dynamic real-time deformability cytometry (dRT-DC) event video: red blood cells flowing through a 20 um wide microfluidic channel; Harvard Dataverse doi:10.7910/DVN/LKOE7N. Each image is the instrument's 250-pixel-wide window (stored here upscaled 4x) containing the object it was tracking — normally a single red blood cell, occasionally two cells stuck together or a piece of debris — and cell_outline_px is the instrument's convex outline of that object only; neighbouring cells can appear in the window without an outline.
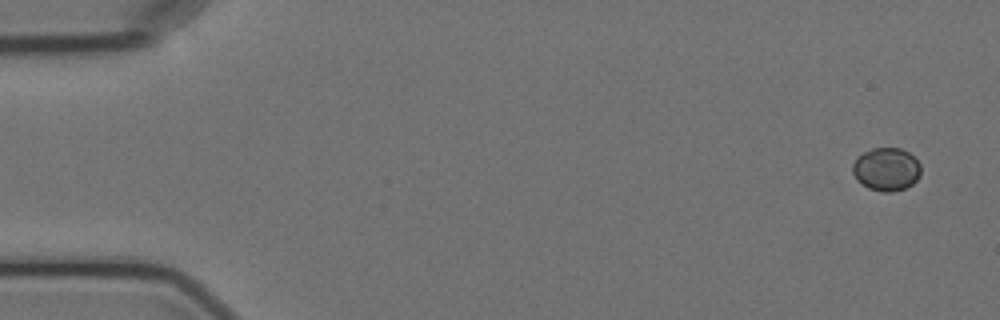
{"species": "Egyptian fruit bat (a non-hibernating species)", "species_latin": "Rousettus aegyptiacus", "temperature_condition": "cold", "stored_images_in_passage": 5, "camera_frame_rate_fps": 3000, "um_per_image_px": 0.085, "animal": {"sex": "female"}, "frame": {"image": 1, "passage_image": 1, "time_ms": 0.0, "image_size_px": [1000, 320], "cell_outline_px": [[920, 176], [912, 184], [904, 188], [892, 192], [884, 192], [868, 188], [856, 180], [852, 172], [852, 164], [856, 156], [872, 148], [900, 148], [908, 152], [920, 164]], "centroid_in_image_um": [75.3, 14.38], "position_along_channel_um": 9.7, "area_um2": 17.22}}
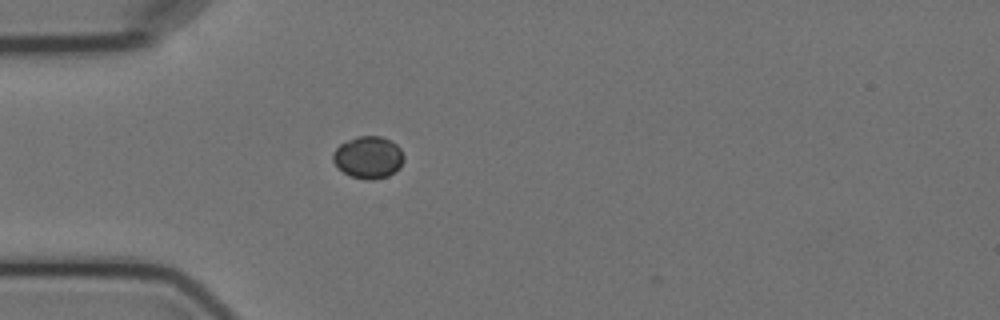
{"frame": {"image": 2, "passage_image": 5, "time_ms": 4.667, "image_size_px": [1000, 320], "cell_outline_px": [[404, 160], [400, 168], [388, 176], [372, 180], [368, 180], [352, 176], [344, 172], [332, 160], [332, 152], [340, 144], [356, 136], [380, 136], [396, 144], [400, 148], [404, 156]], "centroid_in_image_um": [31.31, 13.37], "position_along_channel_um": 53.7, "area_um2": 17.34}}